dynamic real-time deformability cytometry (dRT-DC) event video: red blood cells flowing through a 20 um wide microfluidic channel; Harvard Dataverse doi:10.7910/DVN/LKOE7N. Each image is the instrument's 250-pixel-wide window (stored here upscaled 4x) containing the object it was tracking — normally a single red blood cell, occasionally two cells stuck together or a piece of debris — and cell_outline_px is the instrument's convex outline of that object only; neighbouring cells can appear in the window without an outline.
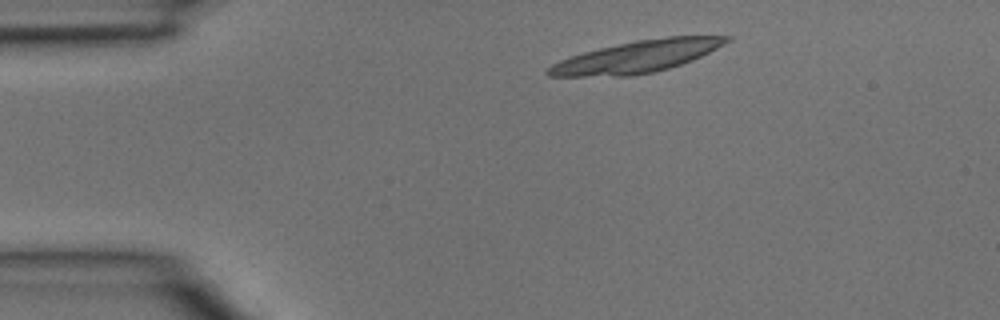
{"species": "common noctule bat (a hibernating species)", "species_latin": "Nyctalus noctula", "temperature_condition": "room temperature", "stored_images_in_passage": 2, "camera_frame_rate_fps": 3000, "um_per_image_px": 0.085, "animal": {"sex": "male", "body_mass_g": 15.6}, "frame": {"image": 1, "passage_image": 1, "time_ms": 0.0, "image_size_px": [1000, 320], "cell_outline_px": [[732, 40], [692, 60], [668, 68], [652, 72], [632, 76], [548, 76], [544, 72], [552, 64], [560, 60], [584, 52], [600, 48], [636, 40], [668, 36], [732, 36]], "centroid_in_image_um": [54.13, 4.81], "position_along_channel_um": 30.9, "area_um2": 32.71}}